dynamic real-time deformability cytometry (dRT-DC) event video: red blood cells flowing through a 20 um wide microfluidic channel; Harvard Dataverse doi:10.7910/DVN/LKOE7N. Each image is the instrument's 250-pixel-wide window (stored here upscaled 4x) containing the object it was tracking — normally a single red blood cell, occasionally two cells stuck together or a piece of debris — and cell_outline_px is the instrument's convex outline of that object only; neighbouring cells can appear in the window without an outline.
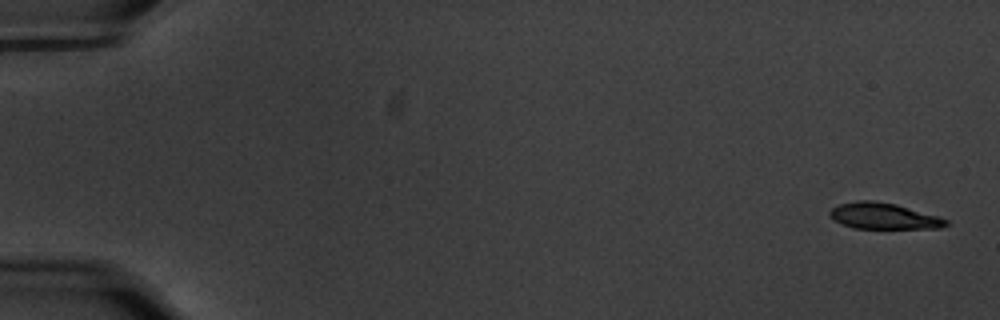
{"species": "common noctule bat (a hibernating species)", "species_latin": "Nyctalus noctula", "temperature_condition": "warm", "stored_images_in_passage": 16, "camera_frame_rate_fps": 3000, "um_per_image_px": 0.085, "animal": {"sex": "male", "body_mass_g": 20.1, "forearm_length_mm": 53.5}, "frame": {"image": 1, "passage_image": 2, "time_ms": 0.333, "image_size_px": [1000, 320], "cell_outline_px": [[948, 224], [940, 228], [852, 228], [840, 224], [832, 220], [828, 212], [832, 208], [840, 204], [860, 200], [872, 200], [896, 204], [940, 216], [948, 220]], "centroid_in_image_um": [75.09, 18.36], "position_along_channel_um": 9.9, "area_um2": 17.8}}